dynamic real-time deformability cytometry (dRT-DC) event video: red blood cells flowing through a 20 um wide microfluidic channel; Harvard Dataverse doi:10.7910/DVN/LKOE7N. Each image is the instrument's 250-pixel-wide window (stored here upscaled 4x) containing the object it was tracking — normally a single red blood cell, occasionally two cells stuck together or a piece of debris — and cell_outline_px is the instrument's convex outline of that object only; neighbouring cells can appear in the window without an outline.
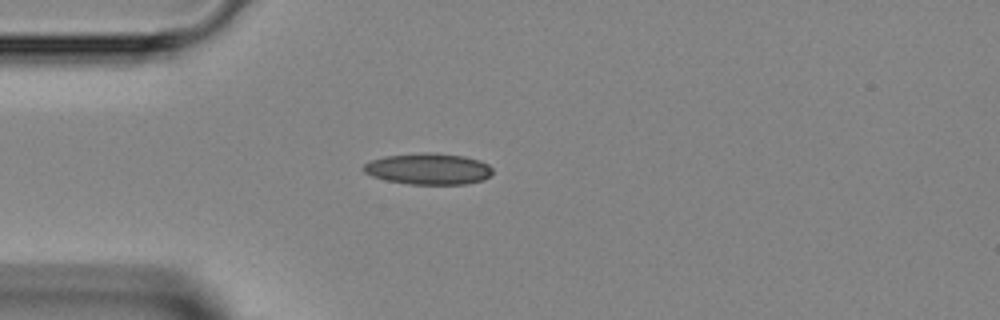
{"species": "Egyptian fruit bat (a non-hibernating species)", "species_latin": "Rousettus aegyptiacus", "temperature_condition": "room temperature", "stored_images_in_passage": 35, "camera_frame_rate_fps": 3000, "um_per_image_px": 0.085, "animal": {"sex": "female"}, "frame": {"image": 1, "passage_image": 1, "time_ms": 0.0, "image_size_px": [1000, 320], "cell_outline_px": [[492, 176], [484, 180], [468, 184], [408, 184], [388, 180], [372, 176], [364, 172], [360, 168], [364, 164], [372, 160], [384, 156], [424, 152], [464, 156], [480, 160], [488, 164], [492, 168]], "centroid_in_image_um": [36.43, 14.36], "position_along_channel_um": 48.6, "area_um2": 23.64}}
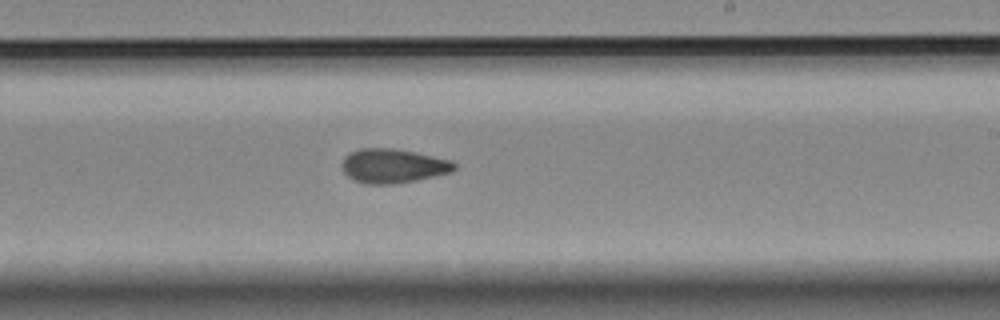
{"frame": {"image": 2, "passage_image": 16, "time_ms": 5.0, "image_size_px": [1000, 320], "cell_outline_px": [[456, 168], [452, 172], [416, 180], [396, 184], [368, 184], [356, 180], [348, 176], [344, 172], [340, 164], [344, 156], [348, 152], [360, 148], [392, 148], [452, 160], [456, 164]], "centroid_in_image_um": [33.38, 14.1], "position_along_channel_um": 255.6, "area_um2": 22.43}}
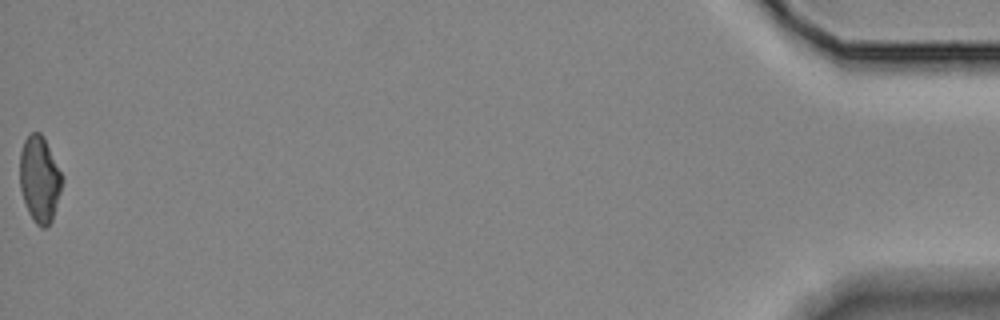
{"frame": {"image": 3, "passage_image": 35, "time_ms": 11.333, "image_size_px": [1000, 320], "cell_outline_px": [[64, 180], [52, 220], [44, 228], [40, 228], [32, 220], [28, 212], [20, 188], [20, 152], [24, 140], [32, 132], [40, 132], [44, 136], [64, 176]], "centroid_in_image_um": [3.38, 15.22], "position_along_channel_um": 431.8, "area_um2": 21.5}}